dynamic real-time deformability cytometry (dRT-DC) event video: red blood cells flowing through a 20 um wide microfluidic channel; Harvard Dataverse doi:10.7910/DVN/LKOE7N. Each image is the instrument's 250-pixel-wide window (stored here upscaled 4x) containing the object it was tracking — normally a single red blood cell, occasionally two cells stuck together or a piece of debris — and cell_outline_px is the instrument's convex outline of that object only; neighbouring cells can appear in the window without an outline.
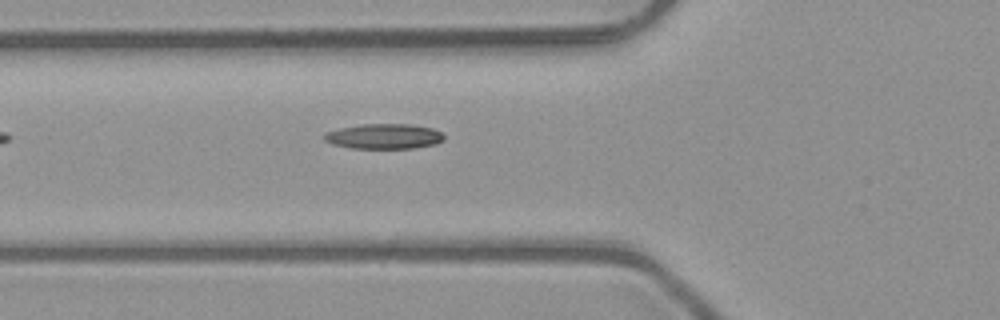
{"species": "common noctule bat (a hibernating species)", "species_latin": "Nyctalus noctula", "temperature_condition": "room temperature", "stored_images_in_passage": 6, "camera_frame_rate_fps": 3000, "um_per_image_px": 0.085, "animal": {"sex": "male", "body_mass_g": 23.1, "forearm_length_mm": 52.7}, "frame": {"image": 1, "passage_image": 6, "time_ms": 1.667, "image_size_px": [1000, 320], "cell_outline_px": [[444, 140], [436, 144], [412, 148], [352, 148], [332, 144], [324, 140], [324, 132], [340, 128], [364, 124], [408, 124], [432, 128], [440, 132], [444, 136]], "centroid_in_image_um": [32.63, 11.59], "position_along_channel_um": 93.2, "area_um2": 17.46}}